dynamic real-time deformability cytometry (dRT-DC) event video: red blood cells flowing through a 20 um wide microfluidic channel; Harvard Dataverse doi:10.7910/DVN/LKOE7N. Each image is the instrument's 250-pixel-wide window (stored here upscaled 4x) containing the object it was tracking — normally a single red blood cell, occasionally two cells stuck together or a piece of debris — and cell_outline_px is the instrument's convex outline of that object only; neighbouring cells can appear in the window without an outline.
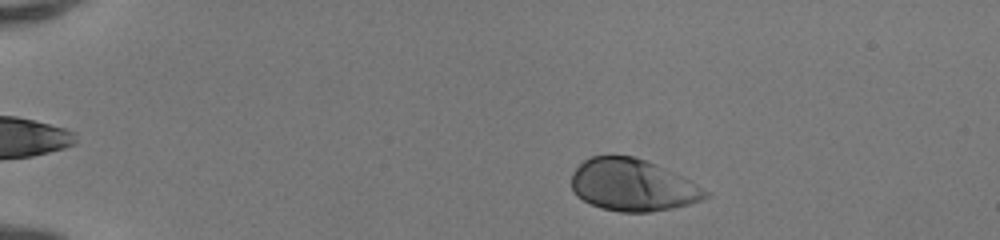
{"species": "human", "species_latin": "Homo sapiens", "temperature_condition": "room temperature", "stored_images_in_passage": 44, "camera_frame_rate_fps": 3000, "um_per_image_px": 0.085, "donor": {"sex": "female"}, "frame": {"image": 1, "passage_image": 4, "time_ms": 1.0, "image_size_px": [1000, 240], "cell_outline_px": [[708, 196], [700, 200], [688, 204], [672, 208], [648, 212], [620, 212], [604, 208], [592, 204], [576, 196], [572, 192], [572, 172], [584, 160], [592, 156], [636, 156], [676, 172], [684, 176], [708, 192]], "centroid_in_image_um": [53.76, 15.72], "position_along_channel_um": 31.2, "area_um2": 40.46}}
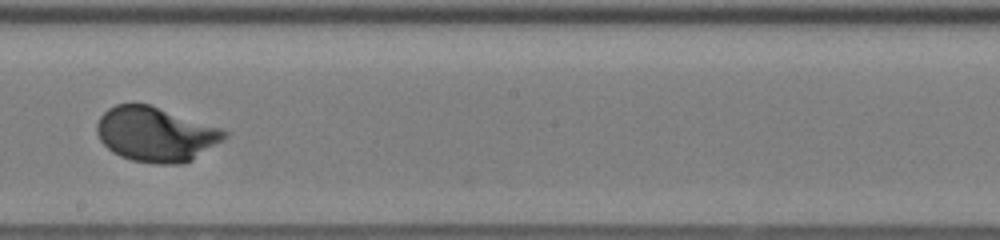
{"frame": {"image": 2, "passage_image": 25, "time_ms": 8.0, "image_size_px": [1000, 240], "cell_outline_px": [[228, 136], [224, 140], [192, 160], [184, 164], [156, 164], [132, 160], [120, 156], [112, 152], [100, 140], [96, 132], [96, 124], [100, 116], [108, 108], [116, 104], [148, 104], [220, 128], [228, 132]], "centroid_in_image_um": [13.22, 11.43], "position_along_channel_um": 235.0, "area_um2": 40.52}}
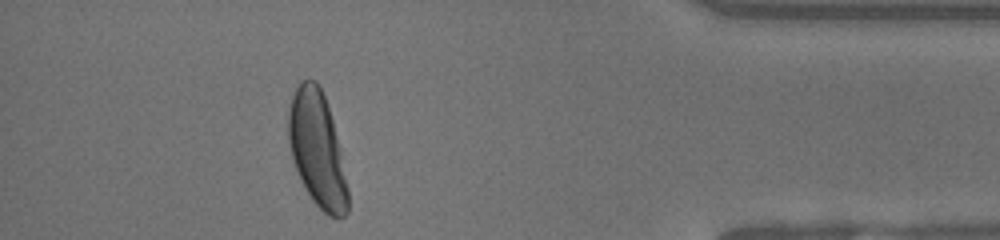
{"frame": {"image": 3, "passage_image": 40, "time_ms": 13.0, "image_size_px": [1000, 240], "cell_outline_px": [[348, 212], [344, 216], [328, 216], [312, 200], [300, 180], [292, 160], [288, 140], [288, 108], [292, 96], [300, 80], [316, 80], [324, 96], [332, 120], [340, 148], [348, 188]], "centroid_in_image_um": [26.94, 12.7], "position_along_channel_um": 408.3, "area_um2": 39.77}, "authors_computed_cell_mechanics": {"area_um2": 39.882, "velocity_mm_per_s": 4.1398, "shape_relaxation_time_tau1_ms": 1.7925, "shape_relaxation_time_tau2_ms": null, "deformation_change_tau1": 0.1567, "deformation_change_tau2": null}}